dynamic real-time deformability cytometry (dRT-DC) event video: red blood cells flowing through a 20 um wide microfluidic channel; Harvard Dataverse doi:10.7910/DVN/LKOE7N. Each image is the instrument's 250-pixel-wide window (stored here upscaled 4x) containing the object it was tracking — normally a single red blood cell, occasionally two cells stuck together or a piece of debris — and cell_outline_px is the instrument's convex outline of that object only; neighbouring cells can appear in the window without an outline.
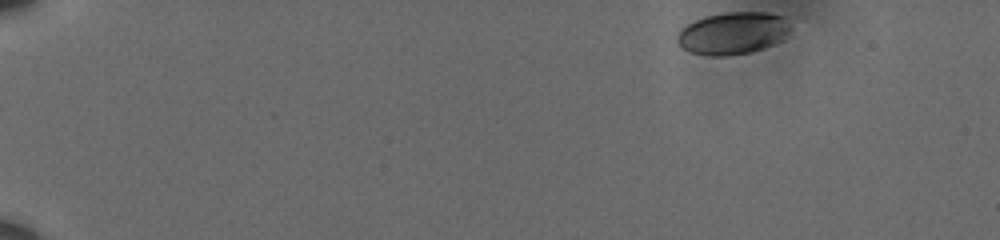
{"species": "human", "species_latin": "Homo sapiens", "temperature_condition": "cold", "stored_images_in_passage": 21, "camera_frame_rate_fps": 3000, "um_per_image_px": 0.085, "donor": {"sex": "male"}, "frame": {"image": 1, "passage_image": 1, "time_ms": 0.0, "image_size_px": [1000, 240], "cell_outline_px": [[792, 28], [780, 40], [772, 44], [748, 52], [728, 56], [708, 56], [692, 52], [684, 48], [676, 40], [676, 36], [688, 24], [696, 20], [708, 16], [728, 12], [768, 12], [784, 16]], "centroid_in_image_um": [62.31, 2.81], "position_along_channel_um": 22.7, "area_um2": 27.46}}
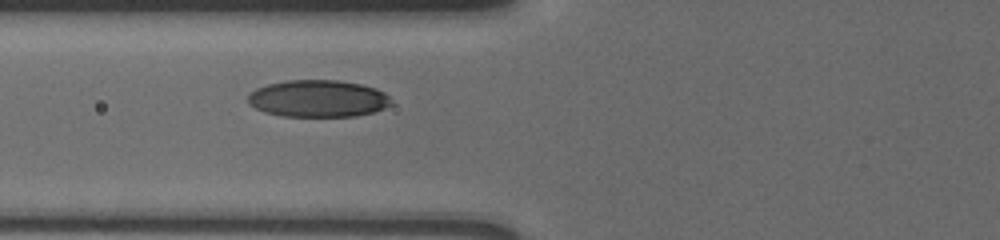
{"frame": {"image": 2, "passage_image": 12, "time_ms": 3.667, "image_size_px": [1000, 240], "cell_outline_px": [[392, 104], [384, 108], [372, 112], [356, 116], [280, 116], [264, 112], [248, 104], [248, 96], [256, 88], [268, 84], [284, 80], [340, 80], [360, 84], [376, 88], [384, 92], [392, 100]], "centroid_in_image_um": [27.03, 8.37], "position_along_channel_um": 98.8, "area_um2": 31.04}}
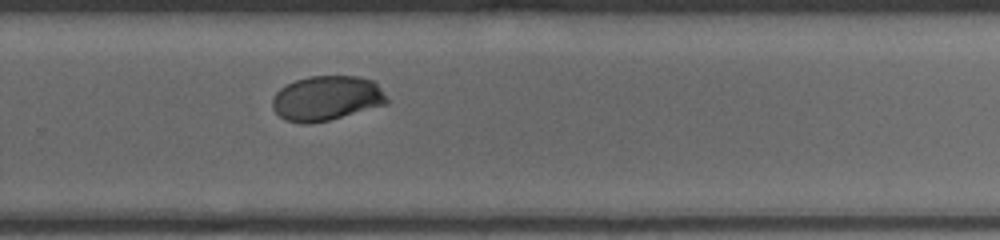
{"frame": {"image": 3, "passage_image": 21, "time_ms": 6.667, "image_size_px": [1000, 240], "cell_outline_px": [[388, 104], [328, 120], [308, 124], [300, 124], [284, 120], [272, 108], [272, 96], [280, 88], [296, 80], [308, 76], [360, 76], [376, 80], [388, 100]], "centroid_in_image_um": [27.77, 8.34], "position_along_channel_um": 302.0, "area_um2": 30.17}}